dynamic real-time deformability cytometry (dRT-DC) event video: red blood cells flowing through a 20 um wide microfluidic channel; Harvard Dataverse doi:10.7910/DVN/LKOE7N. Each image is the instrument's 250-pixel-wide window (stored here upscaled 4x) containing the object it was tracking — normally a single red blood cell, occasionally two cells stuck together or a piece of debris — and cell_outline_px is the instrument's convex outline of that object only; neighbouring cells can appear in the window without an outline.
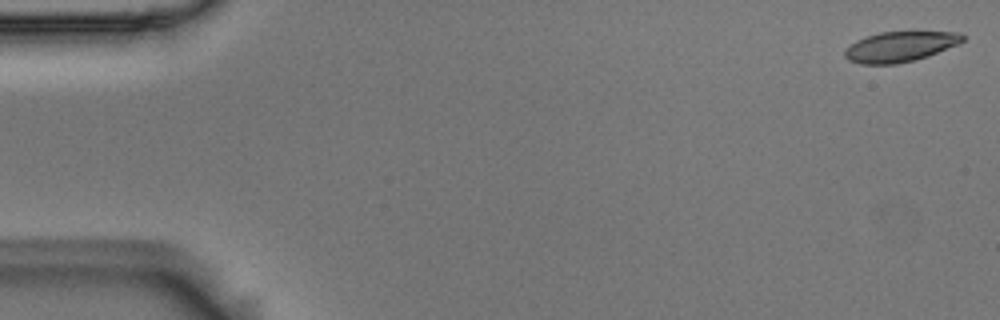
{"species": "Egyptian fruit bat (a non-hibernating species)", "species_latin": "Rousettus aegyptiacus", "temperature_condition": "room temperature", "stored_images_in_passage": 55, "camera_frame_rate_fps": 3000, "um_per_image_px": 0.085, "animal": {"sex": "male"}, "frame": {"image": 1, "passage_image": 1, "time_ms": 0.0, "image_size_px": [1000, 320], "cell_outline_px": [[964, 40], [960, 44], [928, 56], [916, 60], [896, 64], [860, 64], [848, 60], [844, 56], [844, 52], [856, 40], [880, 32], [960, 32], [964, 36]], "centroid_in_image_um": [76.53, 3.97], "position_along_channel_um": 8.5, "area_um2": 20.75}}
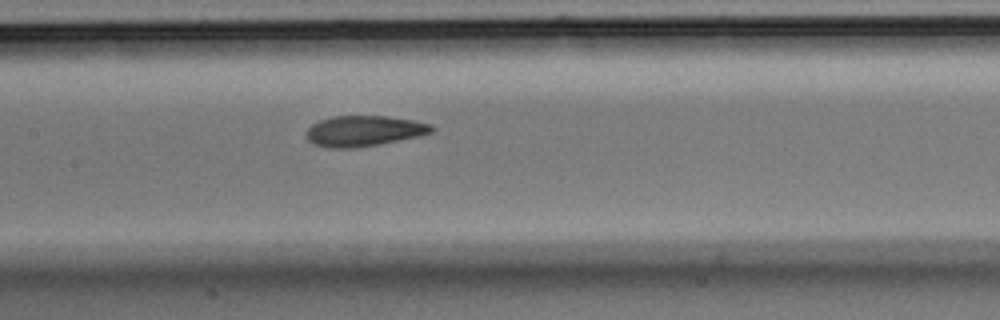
{"frame": {"image": 2, "passage_image": 26, "time_ms": 8.333, "image_size_px": [1000, 320], "cell_outline_px": [[436, 128], [432, 132], [420, 136], [380, 144], [352, 148], [328, 148], [312, 144], [308, 140], [304, 132], [312, 124], [320, 120], [332, 116], [384, 116], [412, 120], [432, 124]], "centroid_in_image_um": [30.92, 11.14], "position_along_channel_um": 176.5, "area_um2": 22.54}}
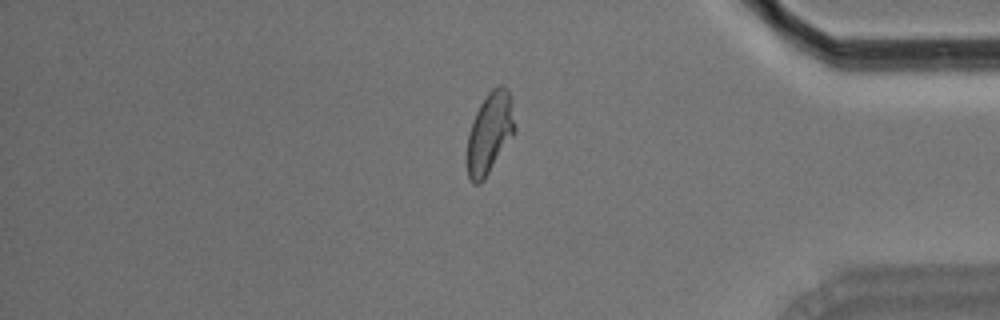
{"frame": {"image": 3, "passage_image": 46, "time_ms": 15.0, "image_size_px": [1000, 320], "cell_outline_px": [[516, 132], [484, 180], [480, 184], [472, 184], [468, 176], [468, 136], [472, 120], [480, 104], [488, 92], [496, 84], [504, 84], [508, 88], [512, 100], [516, 128]], "centroid_in_image_um": [41.66, 11.26], "position_along_channel_um": 393.5, "area_um2": 22.89}, "authors_computed_cell_mechanics": {"area_um2": 22.4264, "velocity_mm_per_s": 3.6503, "shape_relaxation_time_tau1_ms": 5.0532, "shape_relaxation_time_tau2_ms": 2.0723, "deformation_change_tau1": 0.1656, "deformation_change_tau2": 0.0746}}